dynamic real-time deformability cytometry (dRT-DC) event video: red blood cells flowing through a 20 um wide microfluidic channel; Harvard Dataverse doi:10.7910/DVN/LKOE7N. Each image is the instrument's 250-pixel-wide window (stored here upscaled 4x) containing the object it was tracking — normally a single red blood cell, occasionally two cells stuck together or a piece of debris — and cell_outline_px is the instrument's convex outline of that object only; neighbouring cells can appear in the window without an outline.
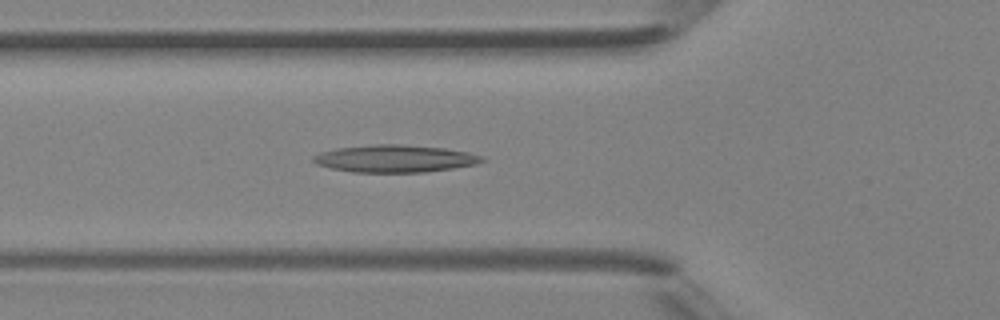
{"species": "Egyptian fruit bat (a non-hibernating species)", "species_latin": "Rousettus aegyptiacus", "temperature_condition": "room temperature", "stored_images_in_passage": 42, "camera_frame_rate_fps": 3000, "um_per_image_px": 0.085, "animal": {"sex": "female"}, "frame": {"image": 1, "passage_image": 12, "time_ms": 3.667, "image_size_px": [1000, 320], "cell_outline_px": [[484, 160], [476, 164], [452, 168], [424, 172], [352, 172], [332, 168], [316, 164], [312, 160], [312, 156], [320, 152], [336, 148], [376, 144], [404, 144], [444, 148], [468, 152], [484, 156]], "centroid_in_image_um": [33.55, 13.47], "position_along_channel_um": 92.3, "area_um2": 26.88}}
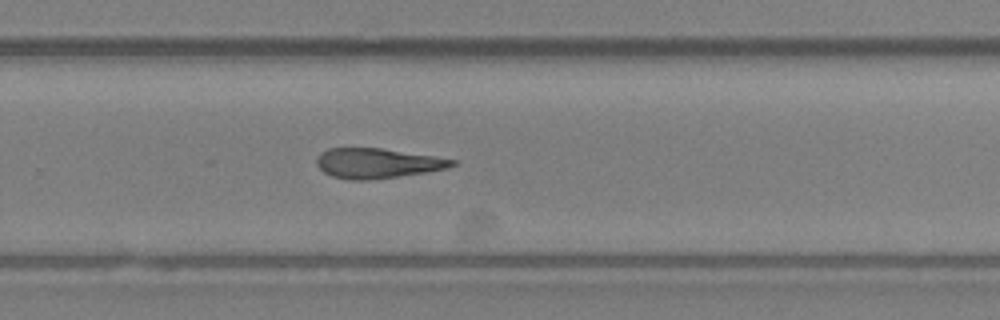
{"frame": {"image": 2, "passage_image": 26, "time_ms": 8.333, "image_size_px": [1000, 320], "cell_outline_px": [[456, 164], [448, 168], [424, 172], [368, 180], [348, 180], [332, 176], [324, 172], [316, 164], [316, 160], [320, 152], [328, 148], [380, 148], [432, 156], [456, 160]], "centroid_in_image_um": [32.02, 13.87], "position_along_channel_um": 297.8, "area_um2": 23.35}}
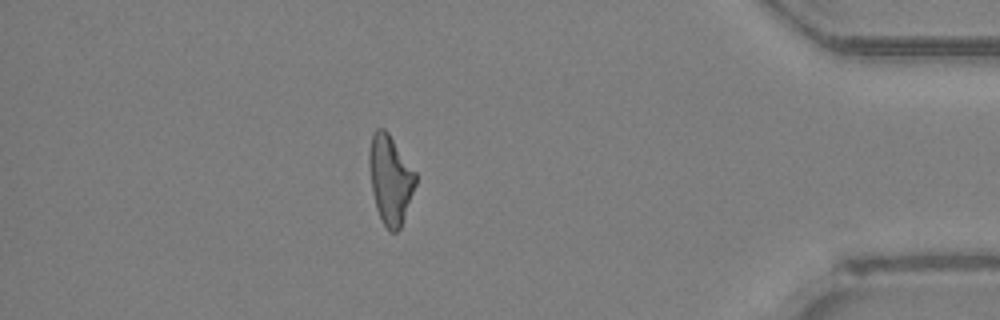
{"frame": {"image": 3, "passage_image": 36, "time_ms": 11.667, "image_size_px": [1000, 320], "cell_outline_px": [[416, 184], [400, 228], [396, 232], [388, 232], [376, 208], [372, 192], [368, 164], [368, 152], [372, 136], [376, 128], [384, 128], [388, 132], [416, 172]], "centroid_in_image_um": [33.16, 15.24], "position_along_channel_um": 402.0, "area_um2": 23.99}}